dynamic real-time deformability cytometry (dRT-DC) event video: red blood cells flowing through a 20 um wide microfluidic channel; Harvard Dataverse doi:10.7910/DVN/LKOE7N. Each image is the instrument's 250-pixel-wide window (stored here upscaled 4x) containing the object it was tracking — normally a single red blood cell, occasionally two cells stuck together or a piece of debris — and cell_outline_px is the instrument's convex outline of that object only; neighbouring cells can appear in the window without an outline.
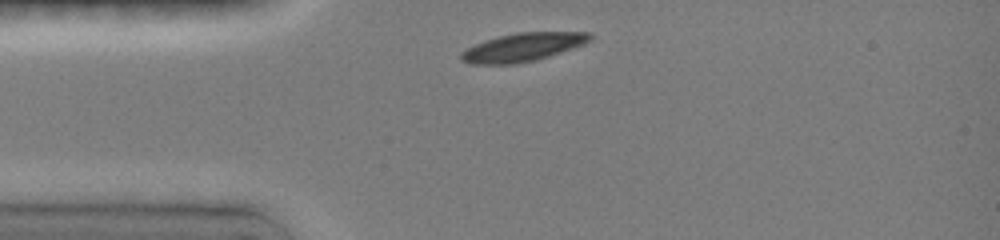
{"species": "common noctule bat (a hibernating species)", "species_latin": "Nyctalus noctula", "temperature_condition": "room temperature", "stored_images_in_passage": 3, "camera_frame_rate_fps": 3000, "um_per_image_px": 0.085, "animal": {"sex": "female", "body_mass_g": 19.0, "forearm_length_mm": 51.5}, "frame": {"image": 1, "passage_image": 1, "time_ms": 0.0, "image_size_px": [1000, 240], "cell_outline_px": [[592, 40], [584, 44], [548, 56], [532, 60], [512, 64], [472, 64], [460, 60], [460, 52], [484, 40], [516, 32], [592, 32]], "centroid_in_image_um": [44.43, 4.0], "position_along_channel_um": 40.6, "area_um2": 21.1}}